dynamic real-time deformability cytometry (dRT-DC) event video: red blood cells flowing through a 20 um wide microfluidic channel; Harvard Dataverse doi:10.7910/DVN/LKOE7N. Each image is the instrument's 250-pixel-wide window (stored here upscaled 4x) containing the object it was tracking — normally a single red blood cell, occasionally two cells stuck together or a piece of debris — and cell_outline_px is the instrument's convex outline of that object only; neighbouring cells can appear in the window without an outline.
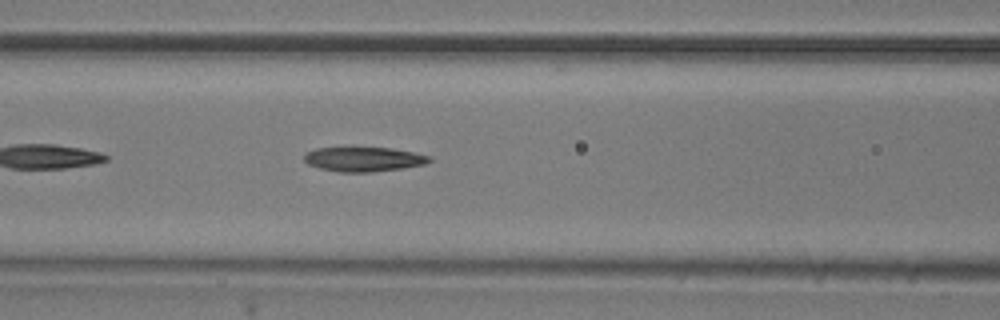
{"species": "common noctule bat (a hibernating species)", "species_latin": "Nyctalus noctula", "temperature_condition": "room temperature", "stored_images_in_passage": 4, "camera_frame_rate_fps": 3000, "um_per_image_px": 0.085, "animal": {"sex": "male", "body_mass_g": 20.5, "forearm_length_mm": 52.5}, "frame": {"image": 1, "passage_image": 4, "time_ms": 1.0, "image_size_px": [1000, 320], "cell_outline_px": [[432, 160], [424, 164], [404, 168], [372, 172], [340, 172], [320, 168], [308, 164], [304, 160], [304, 152], [316, 148], [352, 144], [392, 148], [432, 156]], "centroid_in_image_um": [30.86, 13.47], "position_along_channel_um": 135.7, "area_um2": 18.96}}